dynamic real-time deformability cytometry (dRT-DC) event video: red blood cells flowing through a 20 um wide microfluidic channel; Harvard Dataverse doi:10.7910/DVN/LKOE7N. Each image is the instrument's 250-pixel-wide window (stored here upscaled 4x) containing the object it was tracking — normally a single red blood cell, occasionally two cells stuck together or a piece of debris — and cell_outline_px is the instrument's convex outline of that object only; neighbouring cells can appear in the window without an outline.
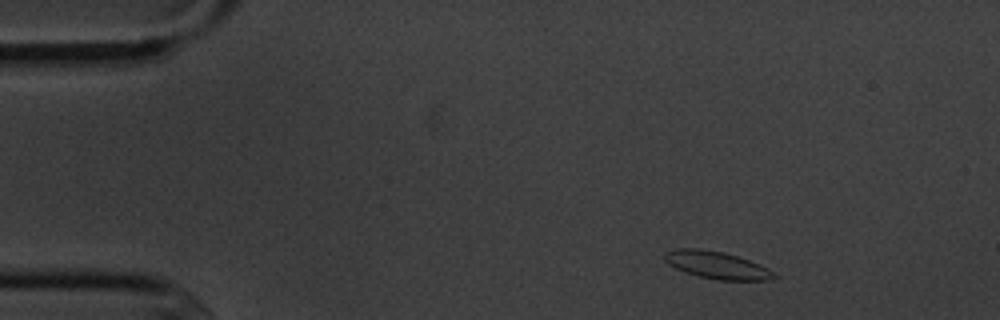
{"species": "common noctule bat (a hibernating species)", "species_latin": "Nyctalus noctula", "temperature_condition": "cold", "stored_images_in_passage": 3, "camera_frame_rate_fps": 3000, "um_per_image_px": 0.085, "animal": {"sex": "male", "body_mass_g": 20.1, "forearm_length_mm": 53.5}, "frame": {"image": 1, "passage_image": 1, "time_ms": 0.0, "image_size_px": [1000, 320], "cell_outline_px": [[776, 276], [768, 280], [716, 280], [684, 272], [668, 264], [664, 260], [664, 252], [676, 248], [696, 248], [724, 252], [760, 264], [768, 268]], "centroid_in_image_um": [60.88, 22.52], "position_along_channel_um": 24.1, "area_um2": 17.34}}